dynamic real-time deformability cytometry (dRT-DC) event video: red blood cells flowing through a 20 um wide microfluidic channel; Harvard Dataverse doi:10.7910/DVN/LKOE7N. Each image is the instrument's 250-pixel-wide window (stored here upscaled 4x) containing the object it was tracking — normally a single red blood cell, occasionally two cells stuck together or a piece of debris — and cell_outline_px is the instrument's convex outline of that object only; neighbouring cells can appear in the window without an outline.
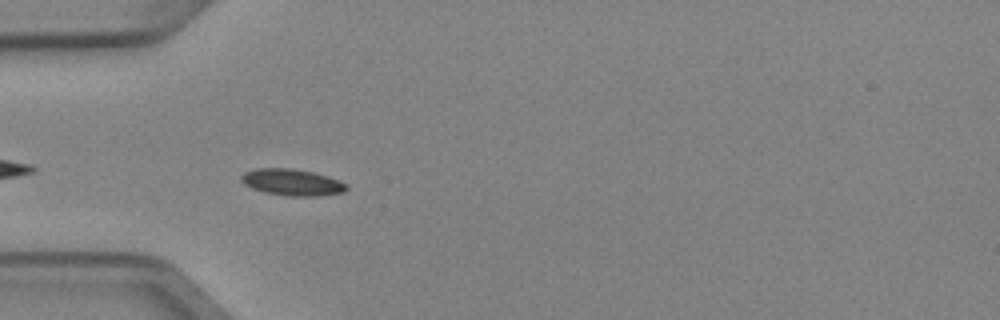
{"species": "Egyptian fruit bat (a non-hibernating species)", "species_latin": "Rousettus aegyptiacus", "temperature_condition": "cold", "stored_images_in_passage": 6, "camera_frame_rate_fps": 3000, "um_per_image_px": 0.085, "animal": {"sex": "female"}, "frame": {"image": 1, "passage_image": 3, "time_ms": 0.667, "image_size_px": [1000, 320], "cell_outline_px": [[348, 188], [344, 192], [316, 196], [292, 196], [264, 192], [252, 188], [244, 184], [240, 180], [240, 176], [244, 172], [256, 168], [292, 168], [312, 172], [328, 176], [348, 184]], "centroid_in_image_um": [24.82, 15.49], "position_along_channel_um": 60.2, "area_um2": 16.3}}
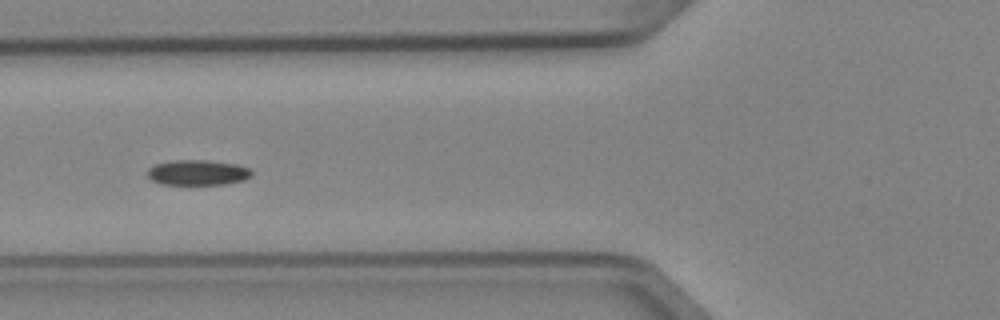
{"frame": {"image": 2, "passage_image": 4, "time_ms": 1.0, "image_size_px": [1000, 320], "cell_outline_px": [[252, 176], [244, 180], [224, 184], [160, 184], [152, 180], [148, 176], [148, 168], [156, 164], [172, 160], [208, 160], [236, 164], [248, 168], [252, 172]], "centroid_in_image_um": [16.8, 14.66], "position_along_channel_um": 109.0, "area_um2": 15.32}}
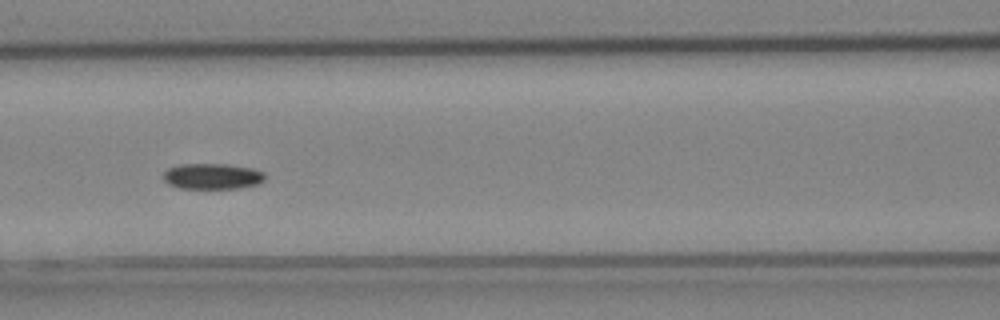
{"frame": {"image": 3, "passage_image": 5, "time_ms": 1.333, "image_size_px": [1000, 320], "cell_outline_px": [[264, 180], [256, 184], [240, 188], [180, 188], [168, 184], [164, 180], [164, 172], [168, 168], [180, 164], [228, 164], [252, 168], [264, 172]], "centroid_in_image_um": [18.04, 14.98], "position_along_channel_um": 148.6, "area_um2": 15.2}}